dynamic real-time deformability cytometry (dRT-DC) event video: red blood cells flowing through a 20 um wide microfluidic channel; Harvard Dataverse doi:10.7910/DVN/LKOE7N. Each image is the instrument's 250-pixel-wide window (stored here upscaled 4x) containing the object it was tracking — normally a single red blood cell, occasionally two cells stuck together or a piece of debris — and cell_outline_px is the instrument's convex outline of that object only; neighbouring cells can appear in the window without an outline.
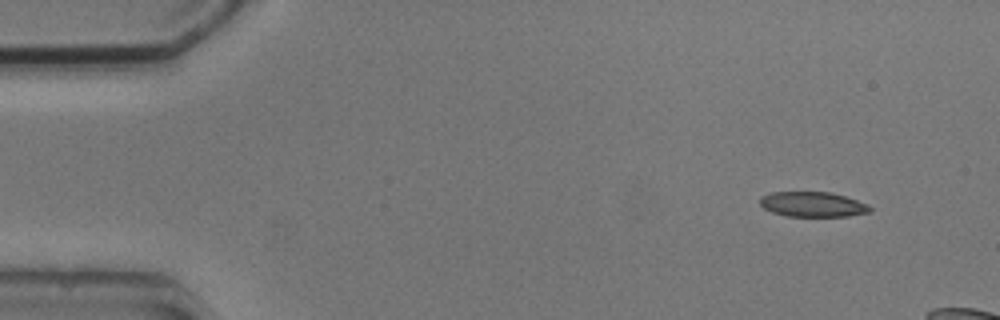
{"species": "common noctule bat (a hibernating species)", "species_latin": "Nyctalus noctula", "temperature_condition": "cold", "stored_images_in_passage": 3, "camera_frame_rate_fps": 3000, "um_per_image_px": 0.085, "animal": {"sex": "male", "body_mass_g": 20.5, "forearm_length_mm": 52.5}, "frame": {"image": 1, "passage_image": 1, "time_ms": 0.0, "image_size_px": [1000, 320], "cell_outline_px": [[872, 212], [848, 216], [788, 216], [772, 212], [764, 208], [760, 204], [760, 196], [772, 192], [832, 192], [868, 204], [872, 208]], "centroid_in_image_um": [69.09, 17.37], "position_along_channel_um": 15.9, "area_um2": 16.07}}